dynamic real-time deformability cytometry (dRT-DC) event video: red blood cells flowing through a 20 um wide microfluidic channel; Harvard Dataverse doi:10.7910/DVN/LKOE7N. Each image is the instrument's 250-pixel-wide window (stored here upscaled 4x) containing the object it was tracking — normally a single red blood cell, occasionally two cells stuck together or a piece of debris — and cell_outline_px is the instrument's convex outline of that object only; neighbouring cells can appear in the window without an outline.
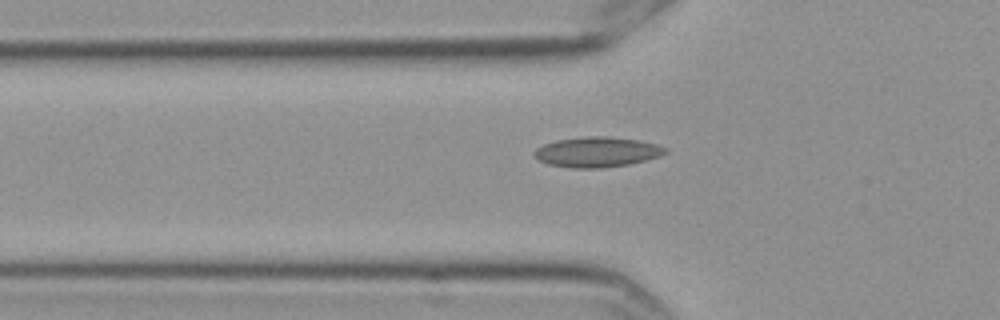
{"species": "Egyptian fruit bat (a non-hibernating species)", "species_latin": "Rousettus aegyptiacus", "temperature_condition": "cold", "stored_images_in_passage": 43, "camera_frame_rate_fps": 3000, "um_per_image_px": 0.085, "frame": {"image": 1, "passage_image": 7, "time_ms": 2.0, "image_size_px": [1000, 320], "cell_outline_px": [[668, 152], [660, 156], [628, 164], [600, 168], [572, 168], [548, 164], [540, 160], [532, 152], [536, 148], [544, 144], [556, 140], [588, 136], [608, 136], [640, 140], [656, 144], [668, 148]], "centroid_in_image_um": [50.76, 12.91], "position_along_channel_um": 75.0, "area_um2": 23.0}}
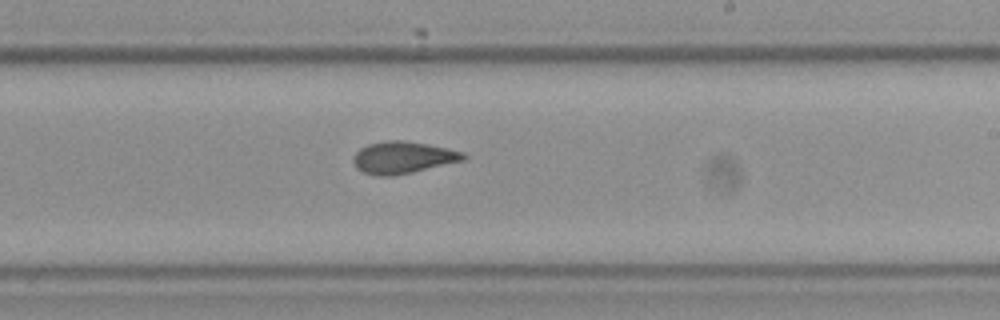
{"frame": {"image": 2, "passage_image": 22, "time_ms": 7.0, "image_size_px": [1000, 320], "cell_outline_px": [[468, 156], [464, 160], [412, 172], [392, 176], [376, 176], [364, 172], [356, 168], [352, 160], [352, 156], [360, 148], [368, 144], [384, 140], [404, 140], [448, 148], [464, 152]], "centroid_in_image_um": [34.22, 13.38], "position_along_channel_um": 254.8, "area_um2": 20.63}}
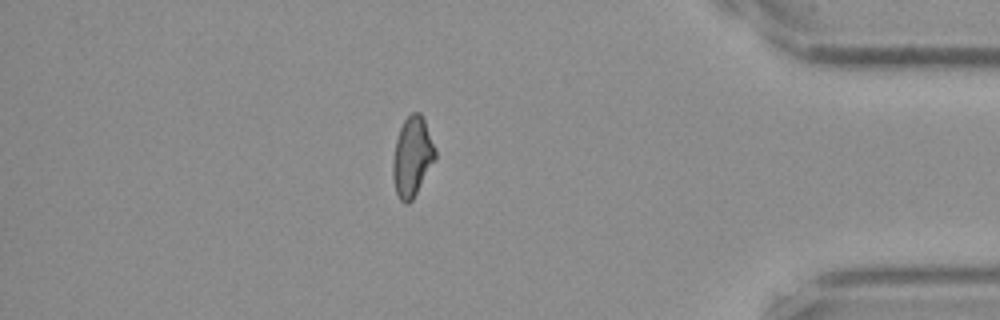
{"frame": {"image": 3, "passage_image": 37, "time_ms": 12.0, "image_size_px": [1000, 320], "cell_outline_px": [[436, 160], [412, 200], [408, 204], [404, 204], [400, 200], [396, 192], [392, 176], [392, 160], [396, 140], [400, 128], [404, 120], [412, 112], [420, 112], [424, 120], [436, 148]], "centroid_in_image_um": [35.04, 13.34], "position_along_channel_um": 400.2, "area_um2": 19.83}}